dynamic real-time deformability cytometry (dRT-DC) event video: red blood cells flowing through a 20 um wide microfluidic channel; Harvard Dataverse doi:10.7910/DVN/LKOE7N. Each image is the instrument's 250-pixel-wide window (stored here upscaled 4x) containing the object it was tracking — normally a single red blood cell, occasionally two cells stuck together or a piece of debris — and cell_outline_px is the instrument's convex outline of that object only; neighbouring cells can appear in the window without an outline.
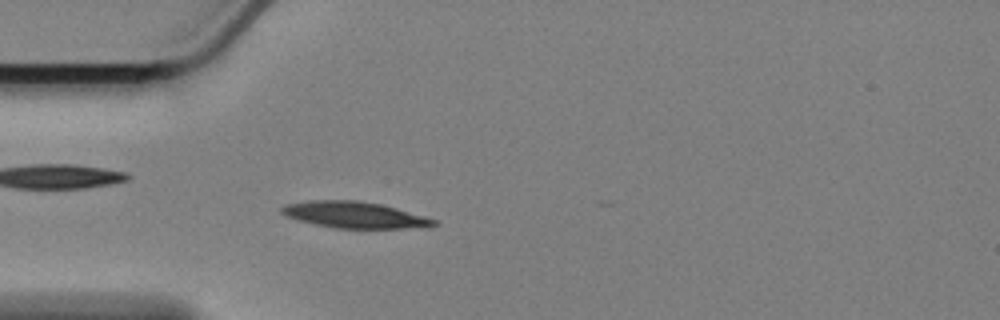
{"species": "Egyptian fruit bat (a non-hibernating species)", "species_latin": "Rousettus aegyptiacus", "temperature_condition": "cold", "stored_images_in_passage": 44, "camera_frame_rate_fps": 3000, "um_per_image_px": 0.085, "animal": {"sex": "female"}, "frame": {"image": 1, "passage_image": 2, "time_ms": 0.333, "image_size_px": [1000, 320], "cell_outline_px": [[436, 224], [400, 228], [336, 228], [316, 224], [300, 220], [288, 216], [280, 212], [280, 208], [288, 204], [308, 200], [356, 200], [380, 204], [396, 208], [436, 220]], "centroid_in_image_um": [30.05, 18.25], "position_along_channel_um": 55.0, "area_um2": 22.66}}
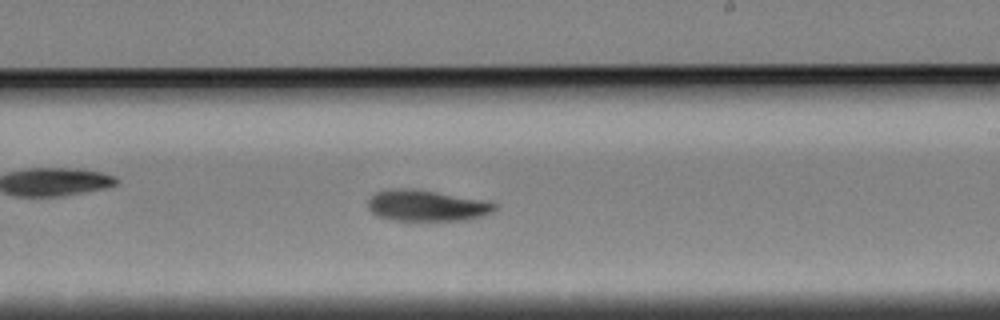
{"frame": {"image": 2, "passage_image": 20, "time_ms": 6.333, "image_size_px": [1000, 320], "cell_outline_px": [[496, 208], [492, 212], [480, 216], [464, 220], [392, 220], [376, 216], [368, 208], [368, 200], [376, 192], [396, 188], [412, 188], [492, 200], [496, 204]], "centroid_in_image_um": [36.3, 17.46], "position_along_channel_um": 252.7, "area_um2": 23.24}}
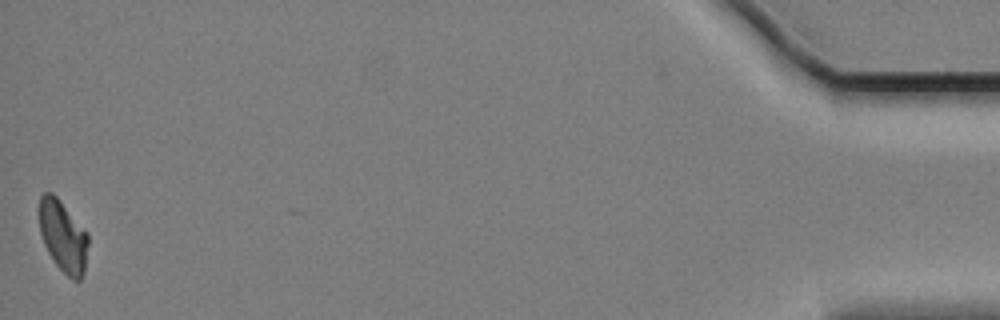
{"frame": {"image": 3, "passage_image": 44, "time_ms": 14.333, "image_size_px": [1000, 320], "cell_outline_px": [[88, 244], [84, 272], [80, 280], [72, 280], [56, 264], [48, 252], [44, 244], [40, 232], [40, 196], [44, 192], [52, 192], [60, 200], [88, 232]], "centroid_in_image_um": [5.38, 20.07], "position_along_channel_um": 429.8, "area_um2": 20.29}, "authors_computed_cell_mechanics": {"area_um2": 22.9755, "velocity_mm_per_s": 3.3818, "shape_relaxation_time_tau1_ms": 3.2103, "shape_relaxation_time_tau2_ms": null, "deformation_change_tau1": 0.1446, "deformation_change_tau2": null}}